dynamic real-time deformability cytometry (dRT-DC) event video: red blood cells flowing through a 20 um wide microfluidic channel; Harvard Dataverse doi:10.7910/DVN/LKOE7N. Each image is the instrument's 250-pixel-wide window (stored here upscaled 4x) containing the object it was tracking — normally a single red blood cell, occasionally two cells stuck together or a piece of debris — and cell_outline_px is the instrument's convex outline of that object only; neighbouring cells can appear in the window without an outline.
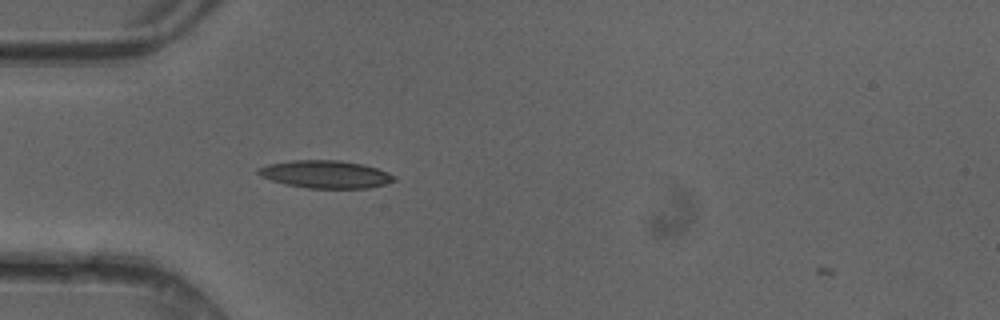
{"species": "common noctule bat (a hibernating species)", "species_latin": "Nyctalus noctula", "temperature_condition": "cold", "stored_images_in_passage": 7, "camera_frame_rate_fps": 3000, "um_per_image_px": 0.085, "animal": {"sex": "female"}, "frame": {"image": 1, "passage_image": 6, "time_ms": 1.667, "image_size_px": [1000, 320], "cell_outline_px": [[396, 180], [384, 184], [368, 188], [308, 188], [284, 184], [260, 176], [256, 172], [256, 168], [268, 164], [292, 160], [340, 160], [364, 164], [388, 172], [396, 176]], "centroid_in_image_um": [27.66, 14.81], "position_along_channel_um": 57.3, "area_um2": 22.02}}